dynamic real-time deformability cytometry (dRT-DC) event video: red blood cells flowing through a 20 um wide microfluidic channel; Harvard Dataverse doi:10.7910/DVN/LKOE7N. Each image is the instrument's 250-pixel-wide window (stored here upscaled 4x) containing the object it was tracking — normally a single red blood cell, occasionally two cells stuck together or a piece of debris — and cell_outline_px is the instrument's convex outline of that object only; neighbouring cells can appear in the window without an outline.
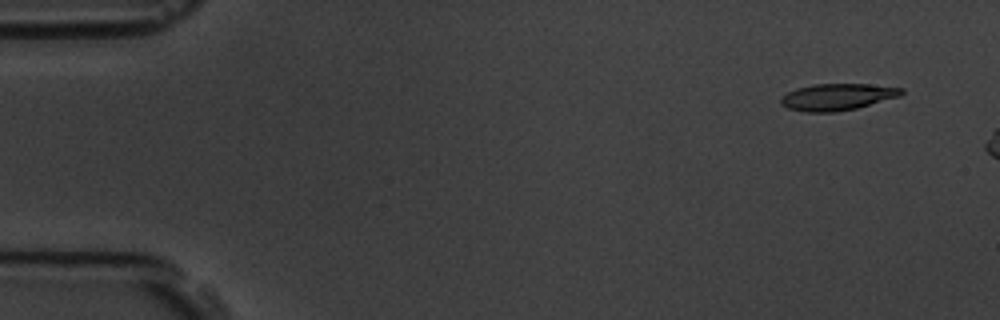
{"species": "common noctule bat (a hibernating species)", "species_latin": "Nyctalus noctula", "temperature_condition": "room temperature", "stored_images_in_passage": 3, "camera_frame_rate_fps": 3000, "um_per_image_px": 0.085, "animal": {"sex": "male", "body_mass_g": 19.5, "forearm_length_mm": 54.6}, "frame": {"image": 1, "passage_image": 2, "time_ms": 1.0, "image_size_px": [1000, 320], "cell_outline_px": [[904, 92], [900, 96], [856, 108], [832, 112], [804, 112], [788, 108], [780, 104], [780, 100], [788, 92], [796, 88], [812, 84], [868, 84], [904, 88]], "centroid_in_image_um": [71.17, 8.23], "position_along_channel_um": 13.8, "area_um2": 18.67}}